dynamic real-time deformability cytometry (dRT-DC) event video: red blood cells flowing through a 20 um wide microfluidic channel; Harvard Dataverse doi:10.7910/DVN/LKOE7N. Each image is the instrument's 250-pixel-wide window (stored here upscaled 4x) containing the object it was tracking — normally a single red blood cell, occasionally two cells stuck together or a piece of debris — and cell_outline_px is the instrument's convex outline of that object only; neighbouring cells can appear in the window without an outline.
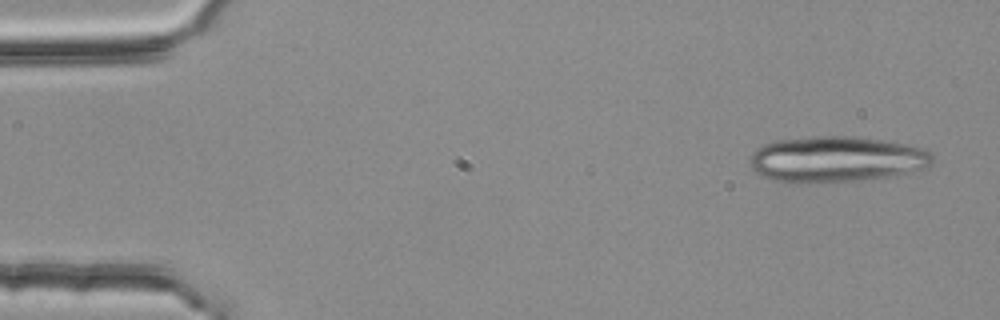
{"species": "common noctule bat (a hibernating species)", "species_latin": "Nyctalus noctula", "temperature_condition": "room temperature", "stored_images_in_passage": 4, "camera_frame_rate_fps": 3000, "um_per_image_px": 0.085, "animal": {"sex": "female", "body_mass_g": 25.1}, "frame": {"image": 1, "passage_image": 1, "time_ms": 0.0, "image_size_px": [1000, 320], "cell_outline_px": [[932, 160], [928, 168], [888, 176], [856, 180], [804, 184], [788, 184], [772, 180], [760, 176], [748, 164], [752, 152], [756, 148], [764, 144], [776, 140], [820, 136], [852, 136], [880, 140], [928, 148], [932, 152]], "centroid_in_image_um": [71.03, 13.55], "position_along_channel_um": 14.0, "area_um2": 49.3}}